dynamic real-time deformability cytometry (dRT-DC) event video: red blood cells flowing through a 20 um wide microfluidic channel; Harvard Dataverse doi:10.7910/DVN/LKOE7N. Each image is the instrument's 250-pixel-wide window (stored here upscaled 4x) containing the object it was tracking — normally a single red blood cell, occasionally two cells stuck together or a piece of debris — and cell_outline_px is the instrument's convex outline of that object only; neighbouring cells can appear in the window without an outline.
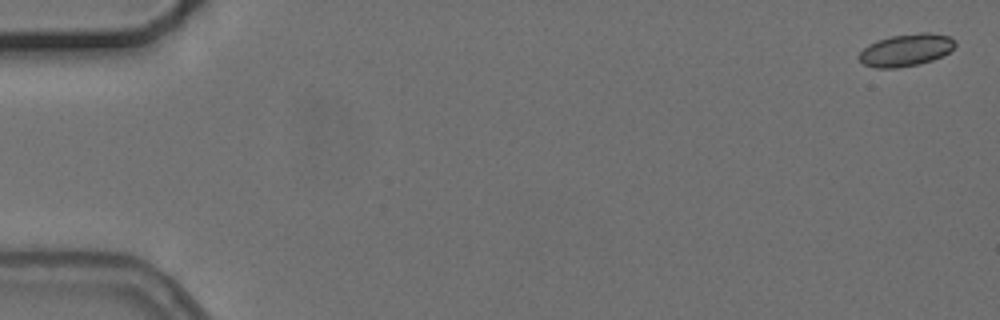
{"species": "common noctule bat (a hibernating species)", "species_latin": "Nyctalus noctula", "temperature_condition": "cold", "stored_images_in_passage": 5, "camera_frame_rate_fps": 3000, "um_per_image_px": 0.085, "animal": {"sex": "female", "body_mass_g": 24.6, "forearm_length_mm": 56.2}, "frame": {"image": 1, "passage_image": 1, "time_ms": 0.0, "image_size_px": [1000, 320], "cell_outline_px": [[956, 44], [948, 52], [932, 60], [920, 64], [896, 68], [876, 68], [864, 64], [856, 56], [868, 44], [876, 40], [892, 36], [920, 32], [928, 32], [948, 36], [956, 40]], "centroid_in_image_um": [76.98, 4.25], "position_along_channel_um": 8.0, "area_um2": 18.09}}
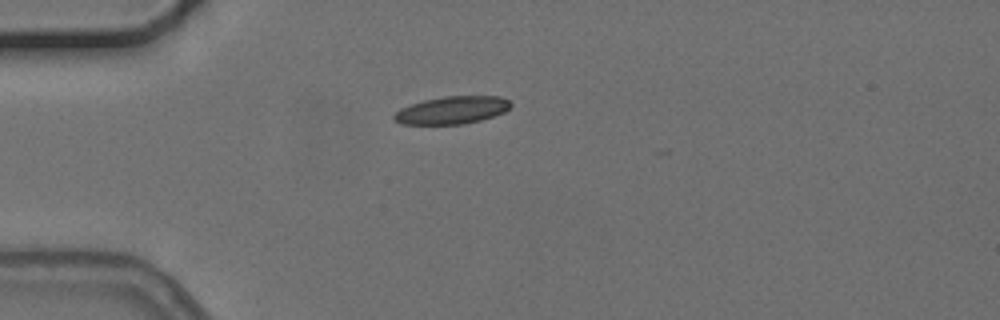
{"frame": {"image": 2, "passage_image": 5, "time_ms": 4.667, "image_size_px": [1000, 320], "cell_outline_px": [[512, 104], [504, 112], [480, 120], [464, 124], [400, 124], [392, 120], [392, 116], [400, 108], [424, 100], [444, 96], [500, 96], [508, 100]], "centroid_in_image_um": [38.38, 9.36], "position_along_channel_um": 46.6, "area_um2": 18.73}}